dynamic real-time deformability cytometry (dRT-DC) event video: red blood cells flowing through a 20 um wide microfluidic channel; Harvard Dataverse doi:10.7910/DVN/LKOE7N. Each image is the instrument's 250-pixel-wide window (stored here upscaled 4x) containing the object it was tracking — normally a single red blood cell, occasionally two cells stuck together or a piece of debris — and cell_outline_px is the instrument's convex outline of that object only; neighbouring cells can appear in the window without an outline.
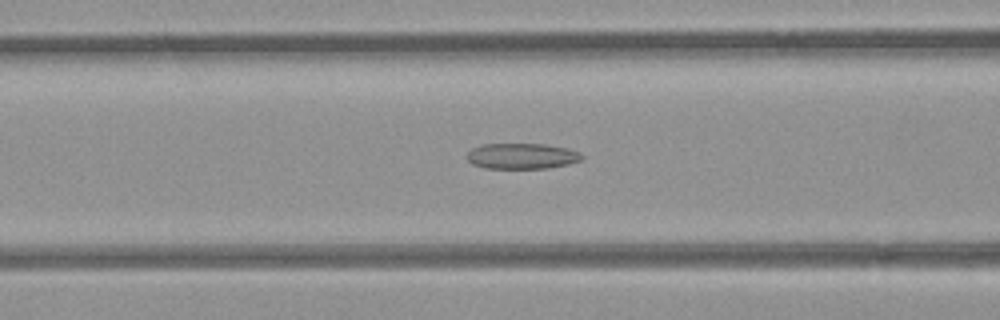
{"species": "common noctule bat (a hibernating species)", "species_latin": "Nyctalus noctula", "temperature_condition": "room temperature", "stored_images_in_passage": 41, "camera_frame_rate_fps": 3000, "um_per_image_px": 0.085, "animal": {"sex": "female", "body_mass_g": 21.9}, "frame": {"image": 1, "passage_image": 15, "time_ms": 4.667, "image_size_px": [1000, 320], "cell_outline_px": [[584, 156], [580, 160], [568, 164], [548, 168], [484, 168], [472, 164], [464, 156], [472, 148], [480, 144], [544, 144], [568, 148], [580, 152]], "centroid_in_image_um": [44.33, 13.26], "position_along_channel_um": 122.3, "area_um2": 17.34}}
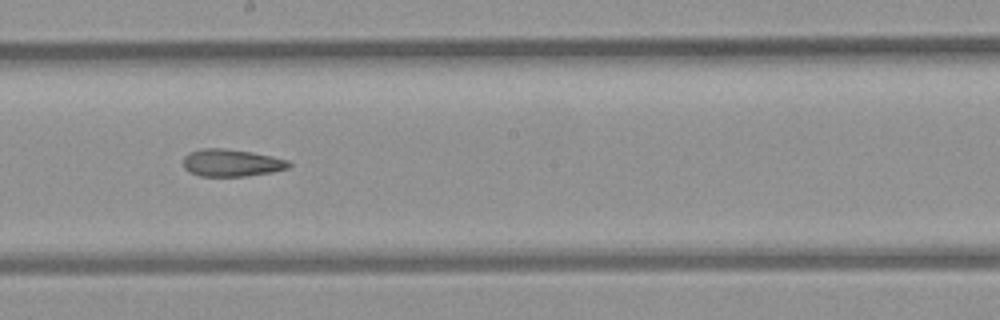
{"frame": {"image": 2, "passage_image": 23, "time_ms": 7.333, "image_size_px": [1000, 320], "cell_outline_px": [[292, 164], [288, 168], [272, 172], [248, 176], [200, 176], [184, 168], [184, 156], [192, 152], [204, 148], [224, 148], [252, 152], [272, 156], [288, 160]], "centroid_in_image_um": [19.72, 13.84], "position_along_channel_um": 228.5, "area_um2": 16.7}}
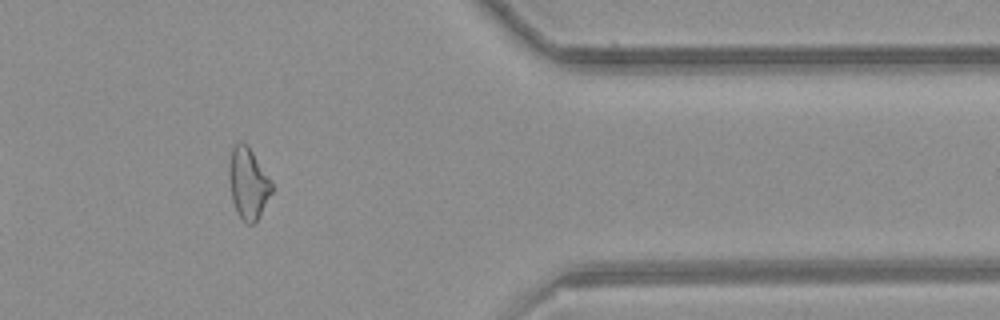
{"frame": {"image": 3, "passage_image": 37, "time_ms": 12.0, "image_size_px": [1000, 320], "cell_outline_px": [[272, 192], [256, 220], [252, 224], [248, 224], [240, 216], [232, 200], [228, 176], [228, 164], [232, 148], [236, 140], [240, 140], [248, 144], [272, 184]], "centroid_in_image_um": [21.05, 15.5], "position_along_channel_um": 390.3, "area_um2": 17.51}}